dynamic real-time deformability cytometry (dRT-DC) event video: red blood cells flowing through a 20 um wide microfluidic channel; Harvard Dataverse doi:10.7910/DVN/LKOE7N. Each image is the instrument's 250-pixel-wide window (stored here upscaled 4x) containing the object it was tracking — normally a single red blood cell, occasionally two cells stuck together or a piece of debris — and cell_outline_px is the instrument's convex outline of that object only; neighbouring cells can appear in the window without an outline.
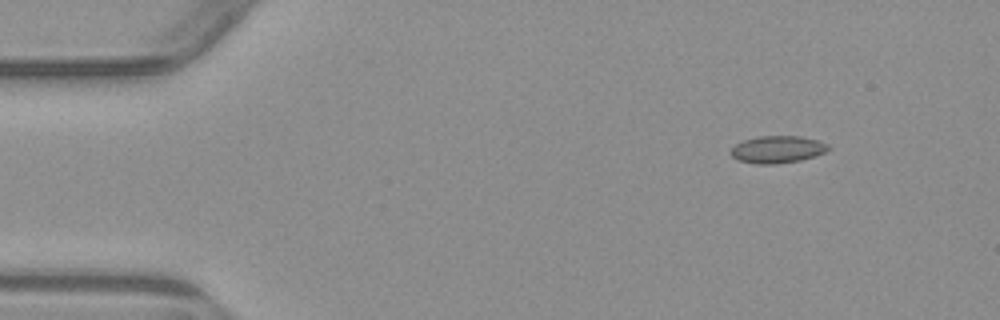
{"species": "common noctule bat (a hibernating species)", "species_latin": "Nyctalus noctula", "temperature_condition": "warm", "stored_images_in_passage": 4, "camera_frame_rate_fps": 3000, "um_per_image_px": 0.085, "animal": {"sex": "male", "body_mass_g": 23.1, "forearm_length_mm": 52.7}, "frame": {"image": 1, "passage_image": 1, "time_ms": 0.0, "image_size_px": [1000, 320], "cell_outline_px": [[832, 148], [824, 152], [800, 160], [776, 164], [756, 164], [740, 160], [732, 156], [728, 152], [736, 144], [744, 140], [756, 136], [800, 136], [816, 140], [828, 144]], "centroid_in_image_um": [66.06, 12.69], "position_along_channel_um": 18.9, "area_um2": 15.37}}
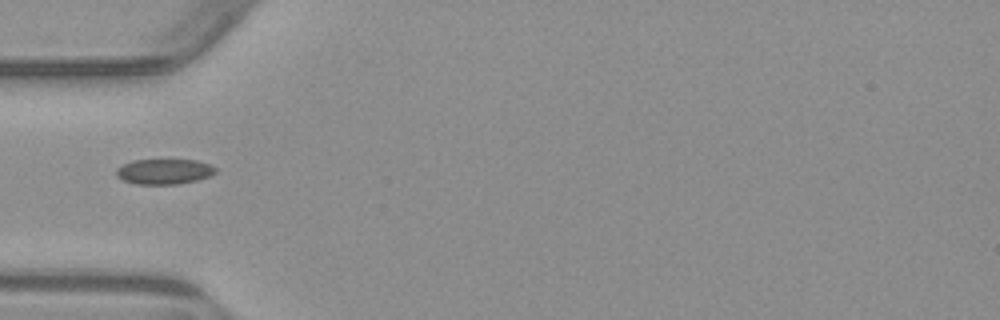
{"frame": {"image": 2, "passage_image": 4, "time_ms": 3.667, "image_size_px": [1000, 320], "cell_outline_px": [[216, 172], [208, 176], [196, 180], [180, 184], [136, 184], [124, 180], [116, 176], [116, 168], [132, 160], [196, 160], [208, 164], [216, 168]], "centroid_in_image_um": [13.93, 14.58], "position_along_channel_um": 71.1, "area_um2": 14.51}}